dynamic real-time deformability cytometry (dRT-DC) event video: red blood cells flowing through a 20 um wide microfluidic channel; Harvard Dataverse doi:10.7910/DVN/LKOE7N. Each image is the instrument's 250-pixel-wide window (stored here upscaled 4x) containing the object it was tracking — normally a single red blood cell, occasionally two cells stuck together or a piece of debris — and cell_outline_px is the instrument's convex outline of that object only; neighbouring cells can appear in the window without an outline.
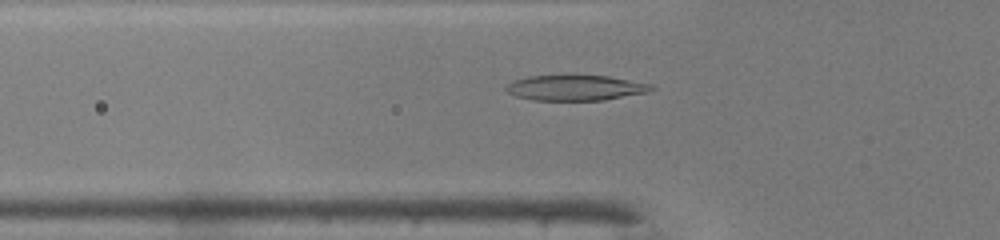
{"species": "common noctule bat (a hibernating species)", "species_latin": "Nyctalus noctula", "temperature_condition": "warm", "stored_images_in_passage": 48, "camera_frame_rate_fps": 3000, "um_per_image_px": 0.085, "animal": {"sex": "male", "body_mass_g": 19.0, "forearm_length_mm": 50.8}, "frame": {"image": 1, "passage_image": 17, "time_ms": 5.333, "image_size_px": [1000, 240], "cell_outline_px": [[656, 88], [648, 92], [604, 100], [536, 100], [516, 96], [508, 92], [504, 88], [508, 84], [516, 80], [528, 76], [572, 72], [608, 76], [652, 84]], "centroid_in_image_um": [48.92, 7.41], "position_along_channel_um": 76.9, "area_um2": 22.37}}
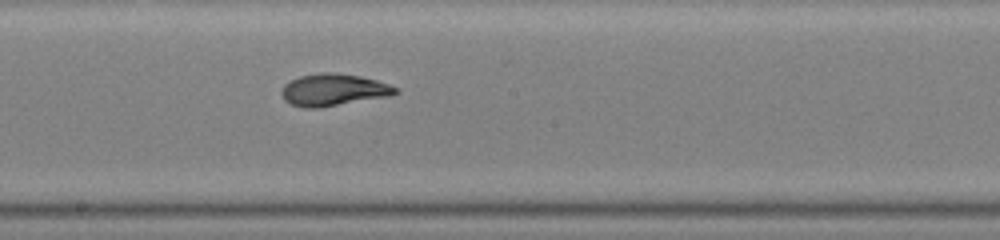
{"frame": {"image": 2, "passage_image": 27, "time_ms": 8.667, "image_size_px": [1000, 240], "cell_outline_px": [[400, 92], [388, 96], [312, 108], [308, 108], [292, 104], [284, 100], [280, 92], [284, 84], [300, 76], [320, 72], [332, 72], [360, 76], [376, 80], [400, 88]], "centroid_in_image_um": [28.34, 7.61], "position_along_channel_um": 219.9, "area_um2": 20.92}}
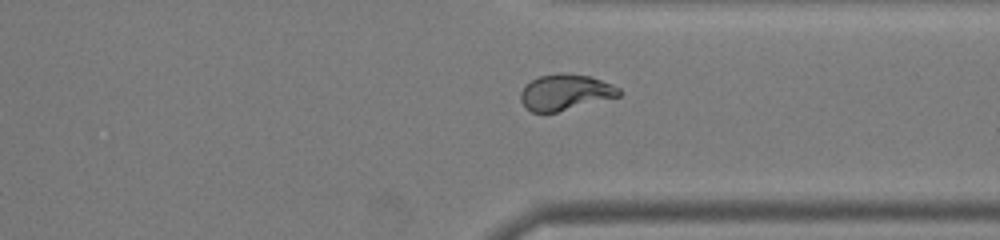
{"frame": {"image": 3, "passage_image": 37, "time_ms": 12.0, "image_size_px": [1000, 240], "cell_outline_px": [[620, 96], [556, 112], [532, 112], [520, 100], [520, 92], [532, 80], [540, 76], [560, 72], [564, 72], [592, 76], [612, 84], [620, 88]], "centroid_in_image_um": [48.07, 7.82], "position_along_channel_um": 363.3, "area_um2": 20.46}, "authors_computed_cell_mechanics": {"area_um2": 21.0392, "velocity_mm_per_s": 4.2905, "shape_relaxation_time_tau1_ms": 9.3291, "shape_relaxation_time_tau2_ms": 0.969, "deformation_change_tau1": 0.3479, "deformation_change_tau2": 0.0588}}